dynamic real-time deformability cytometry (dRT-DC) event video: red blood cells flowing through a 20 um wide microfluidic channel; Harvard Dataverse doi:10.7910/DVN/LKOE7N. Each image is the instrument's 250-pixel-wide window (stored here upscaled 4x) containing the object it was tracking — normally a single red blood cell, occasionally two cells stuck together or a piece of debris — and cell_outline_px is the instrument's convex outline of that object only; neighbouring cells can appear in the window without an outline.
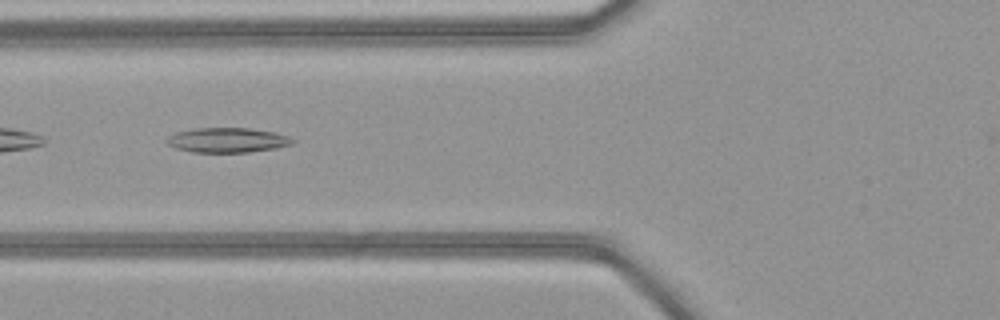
{"species": "common noctule bat (a hibernating species)", "species_latin": "Nyctalus noctula", "temperature_condition": "warm", "stored_images_in_passage": 50, "camera_frame_rate_fps": 3000, "um_per_image_px": 0.085, "animal": {"sex": "female", "body_mass_g": 21.9}, "frame": {"image": 1, "passage_image": 20, "time_ms": 6.333, "image_size_px": [1000, 320], "cell_outline_px": [[296, 140], [292, 144], [276, 148], [248, 152], [192, 152], [176, 148], [168, 144], [164, 140], [168, 136], [176, 132], [192, 128], [248, 128], [276, 132], [288, 136]], "centroid_in_image_um": [19.32, 11.9], "position_along_channel_um": 106.5, "area_um2": 18.26}}
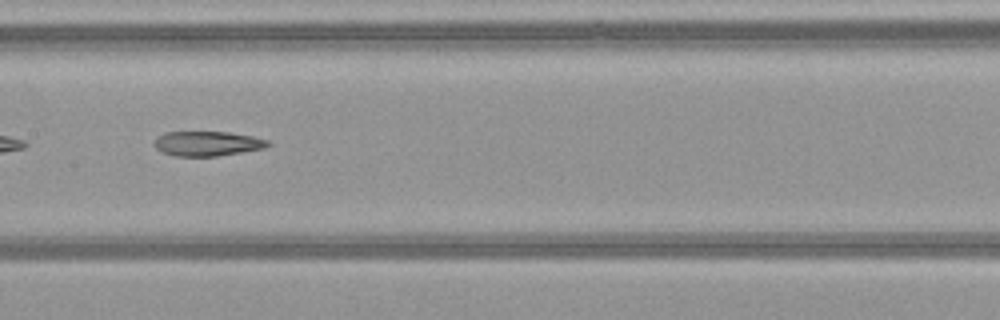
{"frame": {"image": 2, "passage_image": 26, "time_ms": 8.333, "image_size_px": [1000, 320], "cell_outline_px": [[272, 144], [264, 148], [216, 156], [176, 156], [164, 152], [156, 148], [152, 144], [156, 136], [164, 132], [228, 132], [252, 136], [268, 140]], "centroid_in_image_um": [17.59, 12.19], "position_along_channel_um": 189.8, "area_um2": 16.36}}
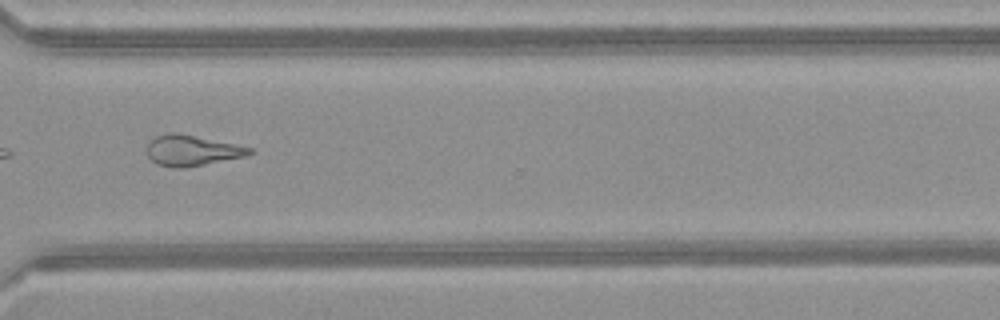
{"frame": {"image": 3, "passage_image": 38, "time_ms": 12.333, "image_size_px": [1000, 320], "cell_outline_px": [[252, 152], [244, 156], [188, 168], [176, 168], [156, 164], [148, 156], [144, 148], [156, 136], [168, 132], [176, 132], [252, 148]], "centroid_in_image_um": [16.23, 12.8], "position_along_channel_um": 354.4, "area_um2": 18.21}}